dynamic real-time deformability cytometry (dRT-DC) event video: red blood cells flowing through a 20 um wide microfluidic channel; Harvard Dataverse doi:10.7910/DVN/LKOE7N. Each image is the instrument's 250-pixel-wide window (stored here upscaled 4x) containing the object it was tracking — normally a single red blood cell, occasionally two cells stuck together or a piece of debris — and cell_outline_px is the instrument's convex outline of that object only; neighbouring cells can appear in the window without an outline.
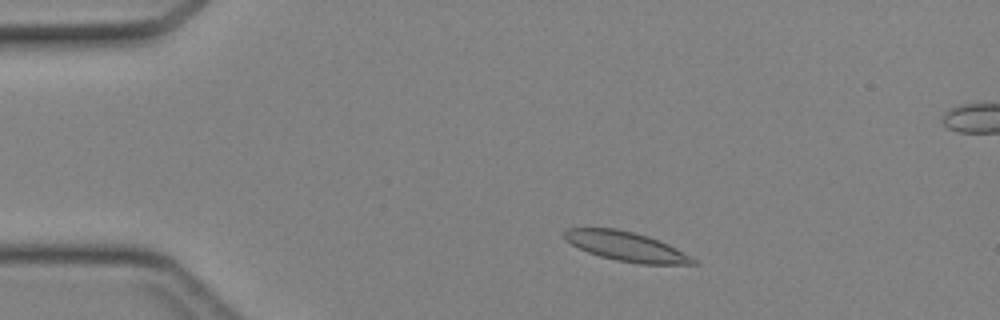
{"species": "Egyptian fruit bat (a non-hibernating species)", "species_latin": "Rousettus aegyptiacus", "temperature_condition": "cold", "stored_images_in_passage": 42, "camera_frame_rate_fps": 3000, "um_per_image_px": 0.085, "animal": {"sex": "female"}, "frame": {"image": 1, "passage_image": 5, "time_ms": 1.333, "image_size_px": [1000, 320], "cell_outline_px": [[700, 264], [640, 264], [616, 260], [600, 256], [588, 252], [564, 240], [564, 232], [568, 228], [616, 228], [648, 236], [668, 244], [692, 256]], "centroid_in_image_um": [53.25, 20.95], "position_along_channel_um": 31.8, "area_um2": 21.96}}
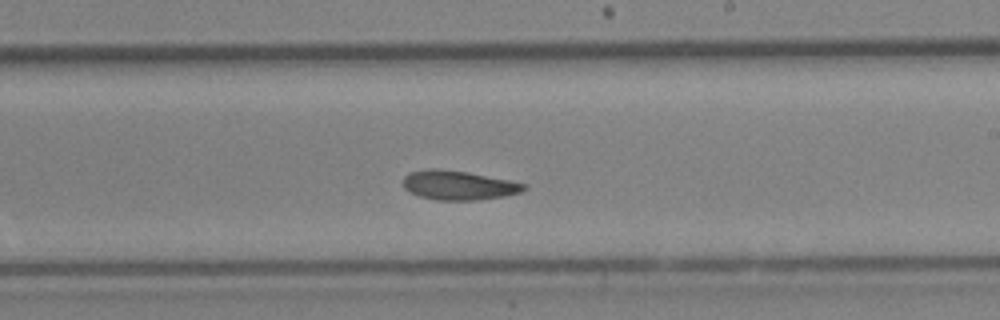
{"frame": {"image": 2, "passage_image": 23, "time_ms": 7.333, "image_size_px": [1000, 320], "cell_outline_px": [[528, 188], [520, 192], [504, 196], [476, 200], [436, 200], [420, 196], [408, 192], [404, 188], [404, 176], [408, 172], [428, 168], [440, 168], [468, 172], [528, 184]], "centroid_in_image_um": [38.95, 15.73], "position_along_channel_um": 250.0, "area_um2": 20.75}}
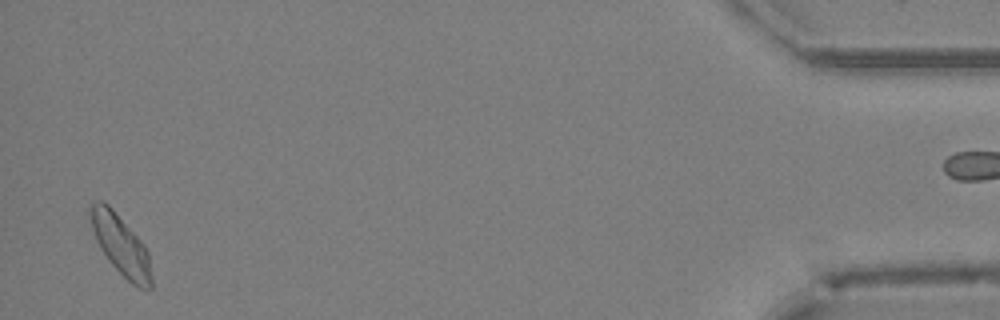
{"frame": {"image": 3, "passage_image": 40, "time_ms": 13.0, "image_size_px": [1000, 320], "cell_outline_px": [[152, 288], [148, 292], [136, 288], [108, 260], [100, 248], [96, 240], [92, 228], [88, 212], [88, 208], [96, 200], [104, 200], [112, 208], [144, 244], [148, 252], [152, 280]], "centroid_in_image_um": [10.27, 20.85], "position_along_channel_um": 424.9, "area_um2": 21.56}}